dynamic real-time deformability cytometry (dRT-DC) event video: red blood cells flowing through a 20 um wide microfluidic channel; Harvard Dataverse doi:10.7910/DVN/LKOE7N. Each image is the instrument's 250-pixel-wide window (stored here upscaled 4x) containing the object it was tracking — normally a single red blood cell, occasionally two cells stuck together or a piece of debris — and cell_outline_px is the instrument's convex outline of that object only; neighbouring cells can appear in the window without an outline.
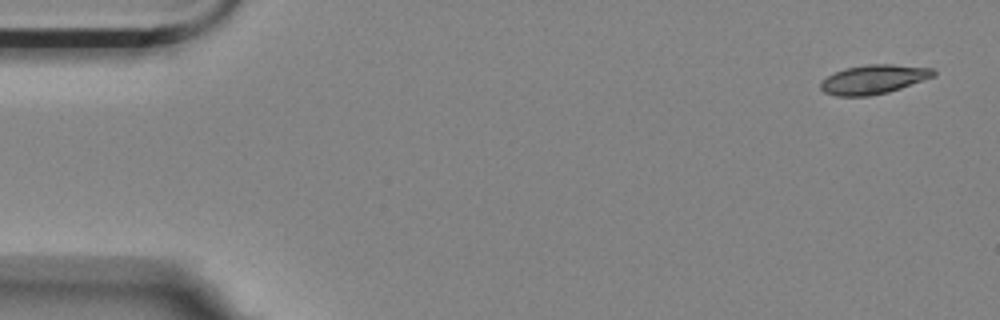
{"species": "Egyptian fruit bat (a non-hibernating species)", "species_latin": "Rousettus aegyptiacus", "temperature_condition": "room temperature", "stored_images_in_passage": 6, "segment_of_instrument_passage": [2, 2], "camera_frame_rate_fps": 3000, "um_per_image_px": 0.085, "animal": {"sex": "female"}, "frame": {"image": 1, "passage_image": 6, "time_ms": 1.667, "image_size_px": [1000, 320], "cell_outline_px": [[936, 76], [888, 92], [868, 96], [836, 96], [824, 92], [820, 88], [820, 80], [844, 68], [868, 64], [892, 64], [932, 68], [936, 72]], "centroid_in_image_um": [74.25, 6.74], "position_along_channel_um": 10.8, "area_um2": 19.19}}